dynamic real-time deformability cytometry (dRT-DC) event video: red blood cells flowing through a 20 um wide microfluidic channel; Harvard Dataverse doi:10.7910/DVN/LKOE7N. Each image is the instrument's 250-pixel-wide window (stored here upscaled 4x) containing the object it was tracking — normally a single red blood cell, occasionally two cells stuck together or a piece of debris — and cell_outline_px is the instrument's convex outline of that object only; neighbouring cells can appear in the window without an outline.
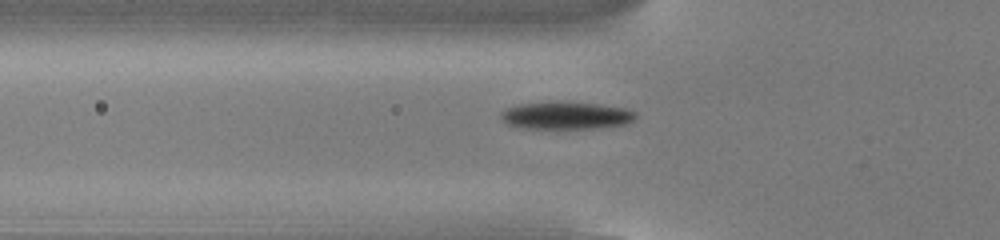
{"species": "common noctule bat (a hibernating species)", "species_latin": "Nyctalus noctula", "temperature_condition": "cold", "stored_images_in_passage": 54, "camera_frame_rate_fps": 3000, "um_per_image_px": 0.085, "animal": {"sex": "male", "body_mass_g": 13.0, "forearm_length_mm": 53.1}, "frame": {"image": 1, "passage_image": 19, "time_ms": 6.0, "image_size_px": [1000, 240], "cell_outline_px": [[636, 116], [628, 124], [596, 128], [524, 128], [508, 124], [500, 116], [500, 112], [508, 108], [520, 104], [596, 104], [624, 108], [636, 112]], "centroid_in_image_um": [48.16, 9.86], "position_along_channel_um": 77.6, "area_um2": 20.52}}
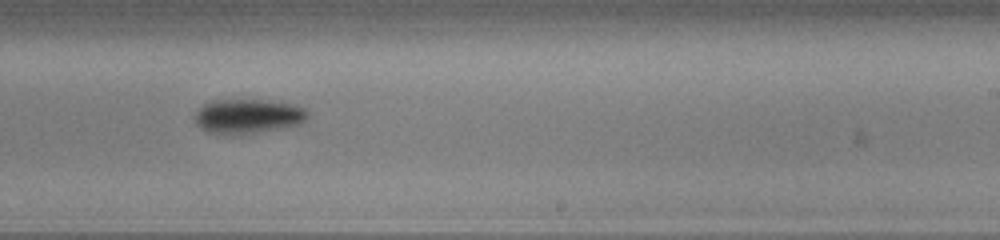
{"frame": {"image": 2, "passage_image": 34, "time_ms": 11.0, "image_size_px": [1000, 240], "cell_outline_px": [[308, 120], [300, 124], [284, 128], [232, 136], [224, 136], [208, 132], [200, 128], [196, 124], [196, 112], [204, 104], [212, 100], [260, 100], [292, 104], [304, 108], [308, 112]], "centroid_in_image_um": [21.07, 9.91], "position_along_channel_um": 267.9, "area_um2": 22.95}}
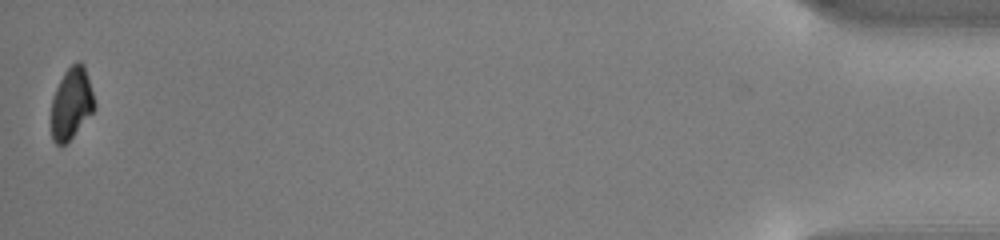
{"frame": {"image": 3, "passage_image": 54, "time_ms": 17.667, "image_size_px": [1000, 240], "cell_outline_px": [[96, 108], [72, 136], [64, 144], [56, 144], [52, 140], [52, 96], [64, 72], [72, 64], [80, 60], [84, 64], [96, 104]], "centroid_in_image_um": [6.08, 8.75], "position_along_channel_um": 429.1, "area_um2": 17.8}, "authors_computed_cell_mechanics": {"area_um2": 20.1144, "velocity_mm_per_s": 3.8064, "shape_relaxation_time_tau1_ms": 1.6677, "shape_relaxation_time_tau2_ms": null, "deformation_change_tau1": 0.1388, "deformation_change_tau2": null}}